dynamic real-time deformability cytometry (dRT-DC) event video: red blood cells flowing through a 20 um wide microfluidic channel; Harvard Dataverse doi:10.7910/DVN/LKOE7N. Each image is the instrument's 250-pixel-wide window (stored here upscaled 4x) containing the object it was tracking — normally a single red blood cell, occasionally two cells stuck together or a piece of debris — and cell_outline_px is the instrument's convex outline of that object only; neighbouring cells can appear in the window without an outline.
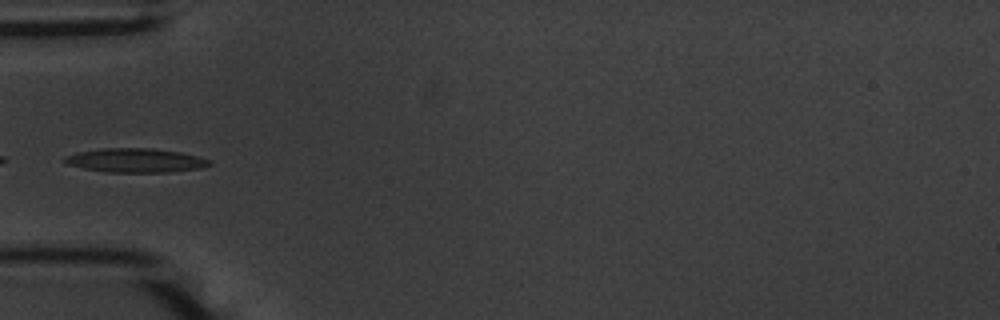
{"species": "common noctule bat (a hibernating species)", "species_latin": "Nyctalus noctula", "temperature_condition": "warm", "stored_images_in_passage": 22, "camera_frame_rate_fps": 3000, "um_per_image_px": 0.085, "animal": {"sex": "male", "body_mass_g": 20.1, "forearm_length_mm": 53.5}, "frame": {"image": 1, "passage_image": 1, "time_ms": 0.0, "image_size_px": [1000, 320], "cell_outline_px": [[212, 164], [200, 168], [168, 172], [108, 172], [84, 168], [68, 164], [64, 160], [64, 156], [76, 152], [100, 148], [152, 148], [180, 152], [196, 156], [208, 160]], "centroid_in_image_um": [11.48, 13.62], "position_along_channel_um": 73.5, "area_um2": 20.11}}